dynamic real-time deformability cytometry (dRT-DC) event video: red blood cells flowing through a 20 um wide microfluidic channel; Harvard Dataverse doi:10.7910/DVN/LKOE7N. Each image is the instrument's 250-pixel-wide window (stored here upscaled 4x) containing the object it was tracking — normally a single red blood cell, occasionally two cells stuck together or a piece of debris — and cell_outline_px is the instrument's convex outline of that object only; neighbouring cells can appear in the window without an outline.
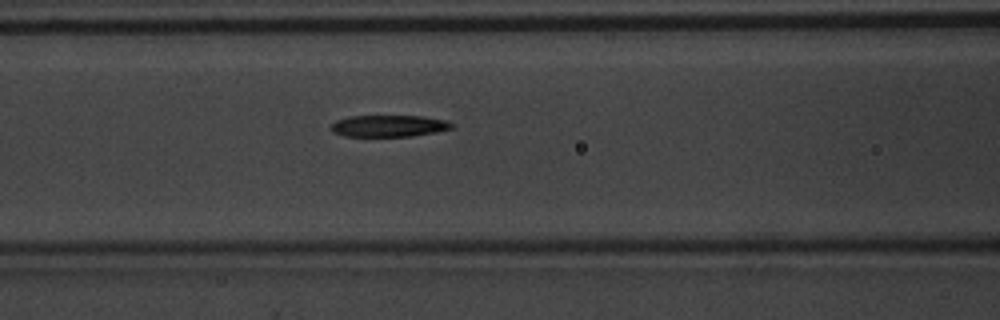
{"species": "common noctule bat (a hibernating species)", "species_latin": "Nyctalus noctula", "temperature_condition": "warm", "stored_images_in_passage": 55, "camera_frame_rate_fps": 3000, "um_per_image_px": 0.085, "animal": {"sex": "male", "body_mass_g": 20.1, "forearm_length_mm": 53.5}, "frame": {"image": 1, "passage_image": 25, "time_ms": 8.0, "image_size_px": [1000, 320], "cell_outline_px": [[448, 124], [444, 128], [424, 132], [400, 136], [360, 136], [340, 132], [336, 128], [336, 124], [344, 120], [364, 116], [408, 116], [436, 120]], "centroid_in_image_um": [32.99, 10.7], "position_along_channel_um": 133.6, "area_um2": 12.66}}
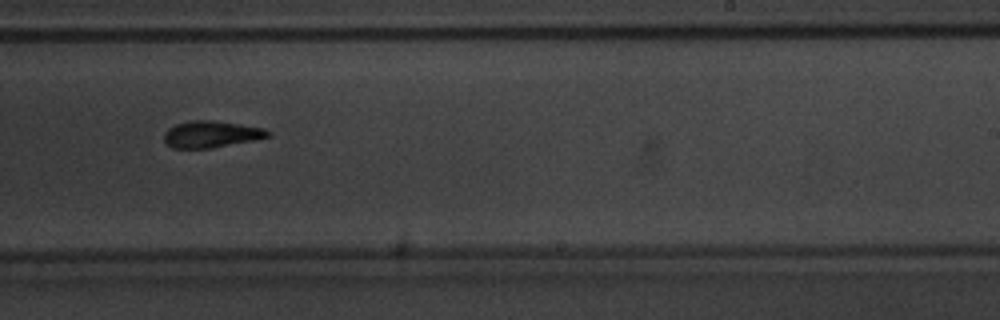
{"frame": {"image": 2, "passage_image": 36, "time_ms": 11.667, "image_size_px": [1000, 320], "cell_outline_px": [[264, 136], [216, 144], [172, 144], [168, 140], [168, 132], [184, 124], [224, 124], [252, 128], [264, 132]], "centroid_in_image_um": [17.94, 11.39], "position_along_channel_um": 271.1, "area_um2": 11.04}}
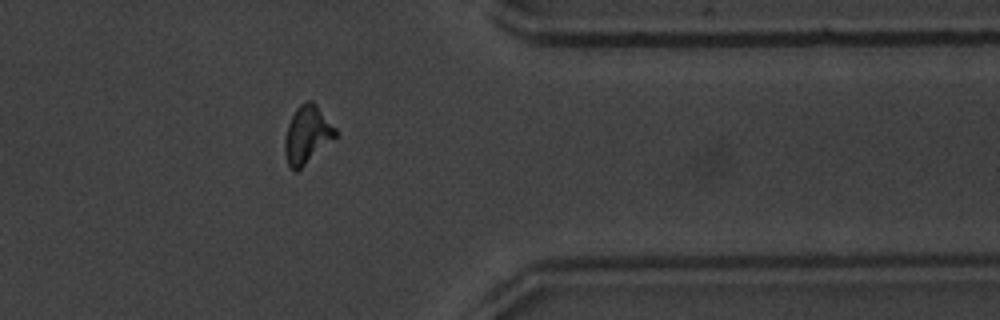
{"frame": {"image": 3, "passage_image": 46, "time_ms": 15.0, "image_size_px": [1000, 320], "cell_outline_px": [[336, 136], [296, 168], [292, 168], [288, 160], [288, 132], [292, 120], [296, 112], [300, 108], [304, 108], [332, 128], [336, 132]], "centroid_in_image_um": [26.08, 11.63], "position_along_channel_um": 385.3, "area_um2": 12.6}}